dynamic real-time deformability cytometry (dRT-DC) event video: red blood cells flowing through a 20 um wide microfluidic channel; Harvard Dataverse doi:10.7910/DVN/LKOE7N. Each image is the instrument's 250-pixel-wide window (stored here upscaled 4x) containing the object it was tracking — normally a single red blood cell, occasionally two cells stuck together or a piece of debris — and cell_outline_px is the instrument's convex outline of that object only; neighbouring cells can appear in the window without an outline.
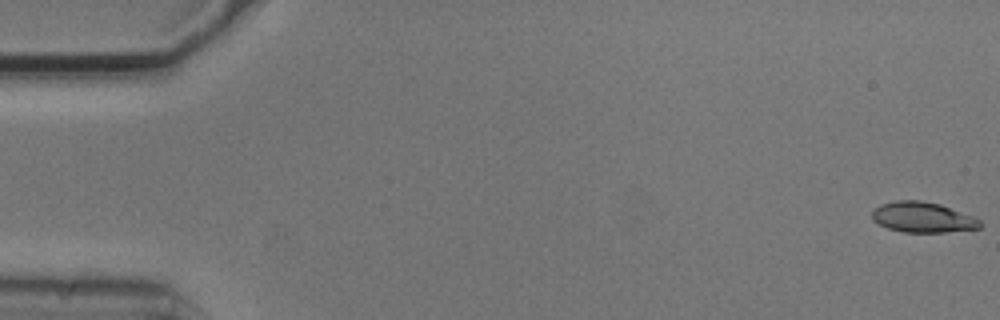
{"species": "common noctule bat (a hibernating species)", "species_latin": "Nyctalus noctula", "temperature_condition": "cold", "stored_images_in_passage": 8, "camera_frame_rate_fps": 3000, "um_per_image_px": 0.085, "animal": {"sex": "male", "body_mass_g": 20.5, "forearm_length_mm": 52.5}, "frame": {"image": 1, "passage_image": 1, "time_ms": 0.0, "image_size_px": [1000, 320], "cell_outline_px": [[984, 224], [980, 228], [944, 232], [904, 232], [888, 228], [872, 220], [872, 212], [880, 204], [896, 200], [920, 200], [940, 204], [972, 216], [980, 220]], "centroid_in_image_um": [78.43, 18.46], "position_along_channel_um": 6.6, "area_um2": 19.07}}
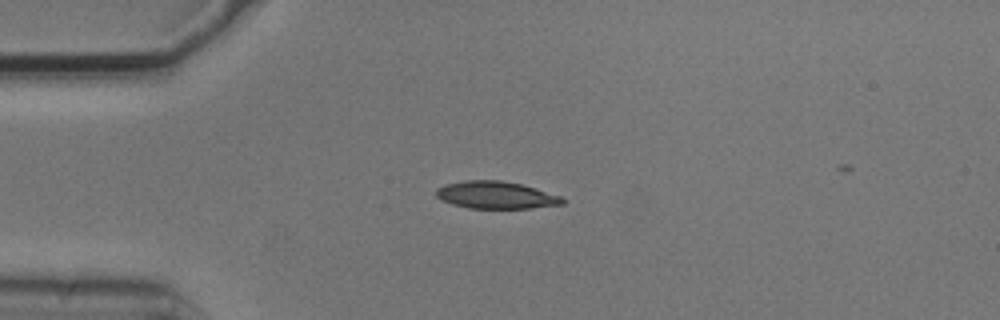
{"frame": {"image": 2, "passage_image": 4, "time_ms": 1.0, "image_size_px": [1000, 320], "cell_outline_px": [[564, 204], [528, 208], [468, 208], [452, 204], [440, 200], [436, 196], [436, 188], [444, 184], [464, 180], [500, 180], [520, 184], [560, 196], [564, 200]], "centroid_in_image_um": [42.08, 16.58], "position_along_channel_um": 42.9, "area_um2": 20.0}}
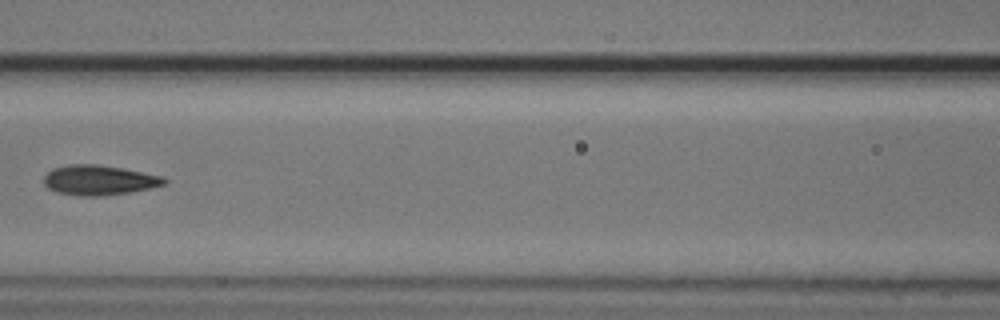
{"frame": {"image": 3, "passage_image": 7, "time_ms": 2.0, "image_size_px": [1000, 320], "cell_outline_px": [[168, 184], [128, 192], [96, 196], [80, 196], [56, 192], [48, 188], [44, 184], [44, 176], [52, 168], [68, 164], [96, 164], [120, 168], [160, 176], [168, 180]], "centroid_in_image_um": [8.37, 15.31], "position_along_channel_um": 158.2, "area_um2": 20.75}}